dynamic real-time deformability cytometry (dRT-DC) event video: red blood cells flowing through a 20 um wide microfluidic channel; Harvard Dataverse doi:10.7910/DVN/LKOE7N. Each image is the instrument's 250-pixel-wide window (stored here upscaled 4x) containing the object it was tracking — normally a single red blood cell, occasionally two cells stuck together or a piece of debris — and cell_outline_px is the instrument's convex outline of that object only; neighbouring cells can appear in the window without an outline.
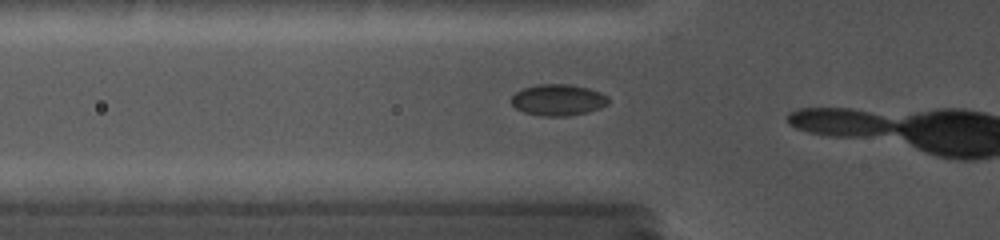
{"species": "common noctule bat (a hibernating species)", "species_latin": "Nyctalus noctula", "temperature_condition": "cold", "stored_images_in_passage": 6, "camera_frame_rate_fps": 5000, "um_per_image_px": 0.085, "animal": {"sex": "female", "body_mass_g": 19.0, "forearm_length_mm": 56.7}, "frame": {"image": 1, "passage_image": 5, "time_ms": 2.6, "image_size_px": [1000, 240], "cell_outline_px": [[608, 104], [600, 108], [588, 112], [564, 116], [544, 116], [524, 112], [516, 108], [512, 104], [512, 96], [516, 92], [524, 88], [536, 84], [568, 84], [588, 88], [600, 92], [608, 96]], "centroid_in_image_um": [47.45, 8.49], "position_along_channel_um": 78.4, "area_um2": 17.63}}